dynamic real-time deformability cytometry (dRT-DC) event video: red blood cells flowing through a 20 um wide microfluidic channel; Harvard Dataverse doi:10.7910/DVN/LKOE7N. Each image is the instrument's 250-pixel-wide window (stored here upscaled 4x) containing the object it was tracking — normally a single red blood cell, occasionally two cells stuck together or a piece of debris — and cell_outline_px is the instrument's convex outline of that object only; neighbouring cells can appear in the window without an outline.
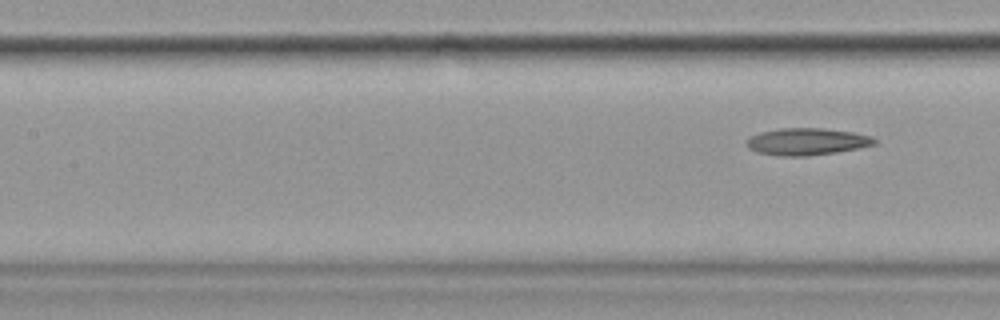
{"species": "common noctule bat (a hibernating species)", "species_latin": "Nyctalus noctula", "temperature_condition": "cold", "stored_images_in_passage": 8, "camera_frame_rate_fps": 3000, "um_per_image_px": 0.085, "animal": {"sex": "female", "body_mass_g": 19.9}, "frame": {"image": 1, "passage_image": 8, "time_ms": 8.333, "image_size_px": [1000, 320], "cell_outline_px": [[876, 144], [860, 148], [836, 152], [808, 156], [776, 156], [756, 152], [748, 148], [744, 144], [744, 140], [760, 132], [780, 128], [824, 128], [852, 132], [872, 136], [876, 140]], "centroid_in_image_um": [68.54, 12.04], "position_along_channel_um": 138.9, "area_um2": 20.4}}